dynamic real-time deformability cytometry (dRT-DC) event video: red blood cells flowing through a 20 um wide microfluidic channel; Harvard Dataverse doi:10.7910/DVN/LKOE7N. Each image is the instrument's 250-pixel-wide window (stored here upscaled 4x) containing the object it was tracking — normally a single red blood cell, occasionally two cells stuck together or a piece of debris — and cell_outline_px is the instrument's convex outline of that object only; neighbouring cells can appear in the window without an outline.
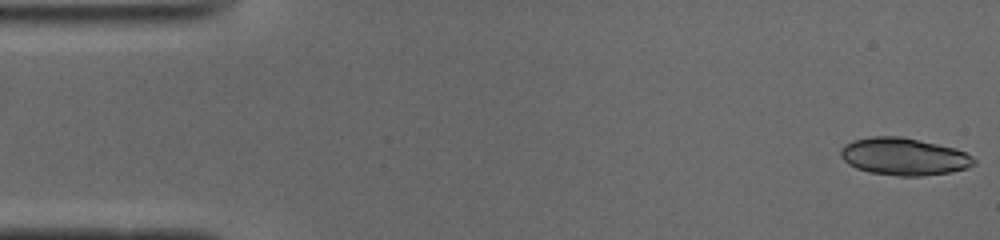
{"species": "common noctule bat (a hibernating species)", "species_latin": "Nyctalus noctula", "temperature_condition": "cold", "stored_images_in_passage": 51, "camera_frame_rate_fps": 3000, "um_per_image_px": 0.085, "animal": {"sex": "male", "body_mass_g": 19.0, "forearm_length_mm": 50.8}, "frame": {"image": 1, "passage_image": 1, "time_ms": 0.0, "image_size_px": [1000, 240], "cell_outline_px": [[976, 164], [968, 168], [952, 172], [920, 176], [896, 176], [868, 172], [856, 168], [848, 164], [840, 156], [840, 148], [844, 144], [852, 140], [872, 136], [904, 136], [956, 148], [972, 156], [976, 160]], "centroid_in_image_um": [76.83, 13.3], "position_along_channel_um": 8.2, "area_um2": 29.48}, "authors_computed_cell_mechanics": {"area_um2": 29.4202, "velocity_mm_per_s": 3.9316, "shape_relaxation_time_tau1_ms": 0.5629, "shape_relaxation_time_tau2_ms": 1.8359, "deformation_change_tau1": 0.2659, "deformation_change_tau2": 0.0723}}